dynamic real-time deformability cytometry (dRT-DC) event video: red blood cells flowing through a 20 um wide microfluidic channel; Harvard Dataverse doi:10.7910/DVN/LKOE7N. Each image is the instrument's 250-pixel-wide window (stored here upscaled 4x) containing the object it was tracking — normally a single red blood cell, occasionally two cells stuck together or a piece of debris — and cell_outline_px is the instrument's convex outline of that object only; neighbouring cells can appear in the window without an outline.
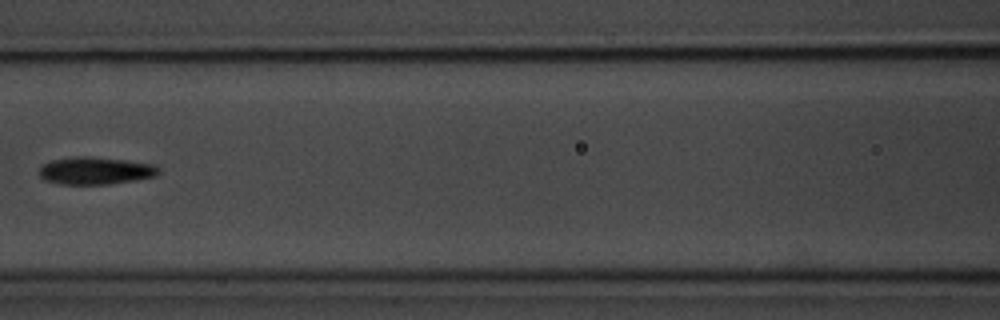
{"species": "common noctule bat (a hibernating species)", "species_latin": "Nyctalus noctula", "temperature_condition": "room temperature", "stored_images_in_passage": 5, "camera_frame_rate_fps": 3000, "um_per_image_px": 0.085, "animal": {"sex": "male", "body_mass_g": 20.1, "forearm_length_mm": 53.5}, "frame": {"image": 1, "passage_image": 4, "time_ms": 3.667, "image_size_px": [1000, 320], "cell_outline_px": [[160, 172], [156, 176], [108, 184], [60, 184], [44, 180], [40, 176], [40, 168], [44, 164], [52, 160], [76, 156], [84, 156], [124, 160], [152, 164], [160, 168]], "centroid_in_image_um": [8.1, 14.51], "position_along_channel_um": 158.5, "area_um2": 18.84}}
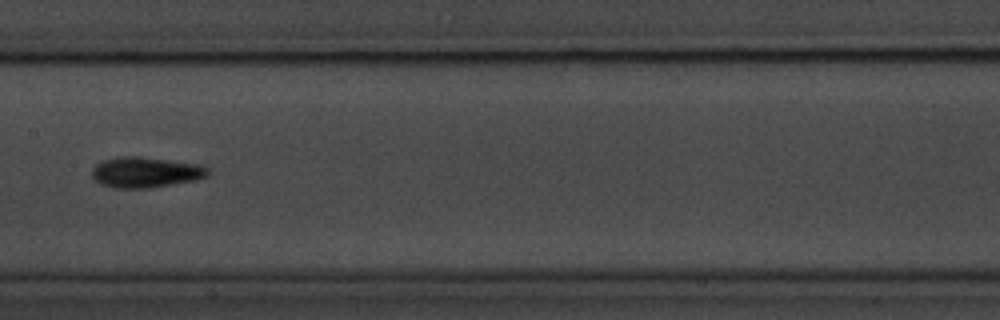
{"frame": {"image": 2, "passage_image": 5, "time_ms": 4.667, "image_size_px": [1000, 320], "cell_outline_px": [[208, 176], [196, 180], [148, 188], [112, 188], [100, 184], [92, 176], [92, 168], [96, 164], [104, 160], [120, 156], [136, 156], [196, 164], [208, 168]], "centroid_in_image_um": [12.33, 14.65], "position_along_channel_um": 195.1, "area_um2": 20.46}}